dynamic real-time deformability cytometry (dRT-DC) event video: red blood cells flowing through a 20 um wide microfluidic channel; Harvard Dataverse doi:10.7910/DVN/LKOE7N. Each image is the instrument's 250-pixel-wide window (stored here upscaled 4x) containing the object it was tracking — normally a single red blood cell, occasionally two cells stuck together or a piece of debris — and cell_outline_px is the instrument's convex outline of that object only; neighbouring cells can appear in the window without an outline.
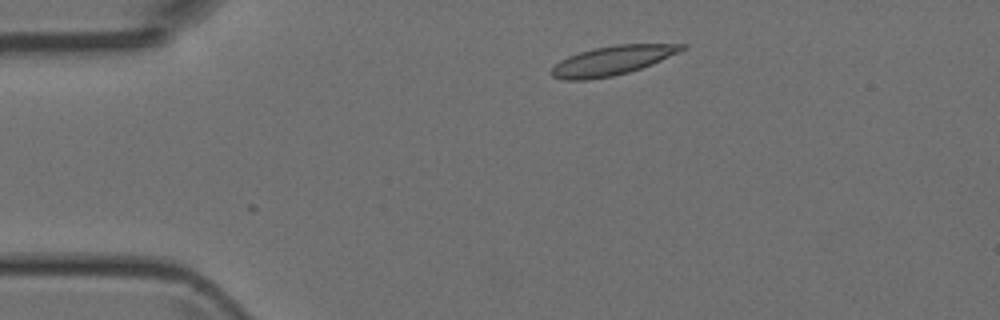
{"species": "Egyptian fruit bat (a non-hibernating species)", "species_latin": "Rousettus aegyptiacus", "temperature_condition": "room temperature", "stored_images_in_passage": 31, "camera_frame_rate_fps": 3000, "um_per_image_px": 0.085, "animal": {"sex": "female"}, "frame": {"image": 1, "passage_image": 1, "time_ms": 0.0, "image_size_px": [1000, 320], "cell_outline_px": [[688, 44], [680, 52], [652, 64], [628, 72], [612, 76], [588, 80], [564, 80], [552, 76], [548, 72], [560, 60], [568, 56], [592, 48], [616, 44]], "centroid_in_image_um": [52.01, 5.14], "position_along_channel_um": 33.0, "area_um2": 22.2}}
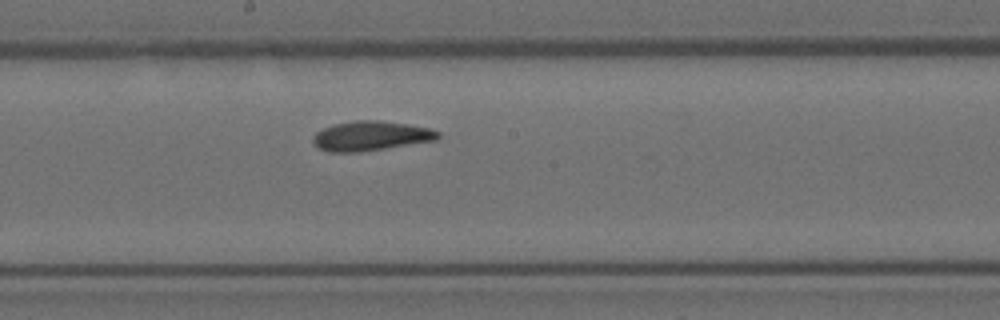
{"frame": {"image": 2, "passage_image": 18, "time_ms": 5.667, "image_size_px": [1000, 320], "cell_outline_px": [[440, 136], [436, 140], [360, 152], [328, 152], [320, 148], [312, 140], [316, 132], [332, 124], [356, 120], [380, 120], [408, 124], [432, 128], [440, 132]], "centroid_in_image_um": [31.54, 11.54], "position_along_channel_um": 216.7, "area_um2": 21.56}}
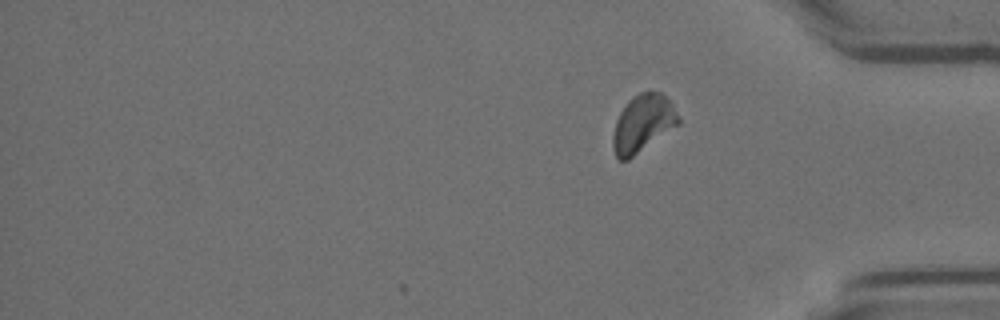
{"frame": {"image": 3, "passage_image": 31, "time_ms": 10.0, "image_size_px": [1000, 320], "cell_outline_px": [[680, 124], [628, 160], [620, 160], [616, 156], [612, 148], [612, 136], [616, 120], [620, 112], [628, 100], [632, 96], [640, 92], [660, 92], [672, 104], [680, 120]], "centroid_in_image_um": [54.62, 10.51], "position_along_channel_um": 380.6, "area_um2": 21.85}}